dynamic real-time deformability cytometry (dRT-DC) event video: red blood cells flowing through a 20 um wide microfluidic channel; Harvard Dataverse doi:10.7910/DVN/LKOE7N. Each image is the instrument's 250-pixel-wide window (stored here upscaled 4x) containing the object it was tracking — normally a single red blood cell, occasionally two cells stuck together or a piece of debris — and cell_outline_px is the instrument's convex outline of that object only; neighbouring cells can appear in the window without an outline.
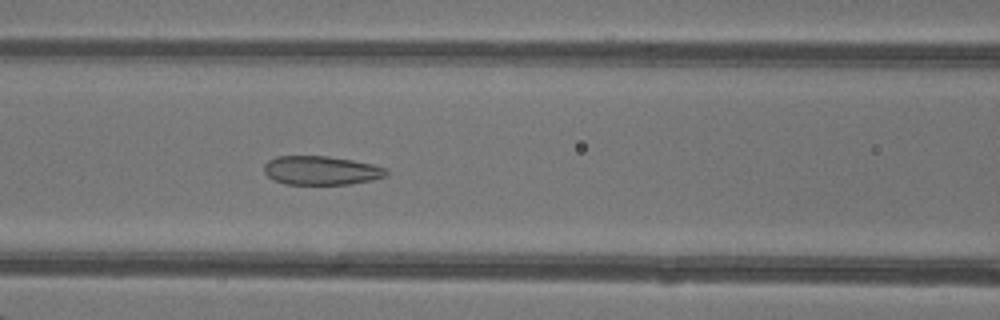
{"species": "common noctule bat (a hibernating species)", "species_latin": "Nyctalus noctula", "temperature_condition": "warm", "stored_images_in_passage": 39, "camera_frame_rate_fps": 3000, "um_per_image_px": 0.085, "animal": {"sex": "female"}, "frame": {"image": 1, "passage_image": 12, "time_ms": 3.667, "image_size_px": [1000, 320], "cell_outline_px": [[388, 176], [372, 180], [348, 184], [284, 184], [268, 176], [264, 172], [264, 164], [268, 160], [276, 156], [328, 156], [352, 160], [372, 164], [388, 168]], "centroid_in_image_um": [27.32, 14.48], "position_along_channel_um": 139.3, "area_um2": 20.63}}
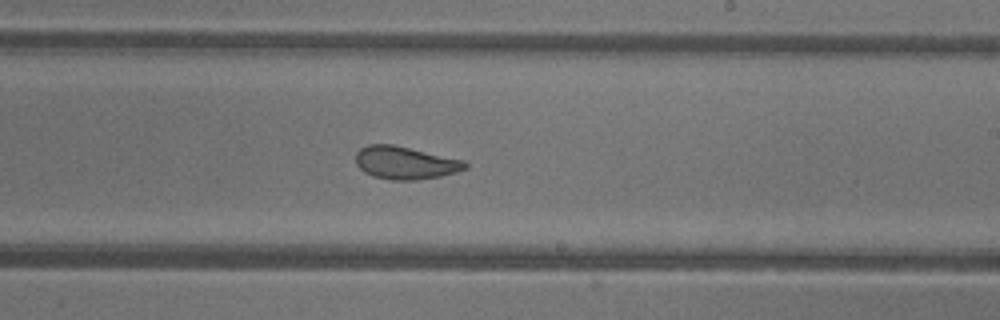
{"frame": {"image": 2, "passage_image": 20, "time_ms": 6.333, "image_size_px": [1000, 320], "cell_outline_px": [[468, 168], [456, 172], [440, 176], [416, 180], [392, 180], [372, 176], [364, 172], [356, 164], [356, 152], [360, 148], [368, 144], [392, 144], [464, 160], [468, 164]], "centroid_in_image_um": [34.43, 13.84], "position_along_channel_um": 254.6, "area_um2": 20.92}}
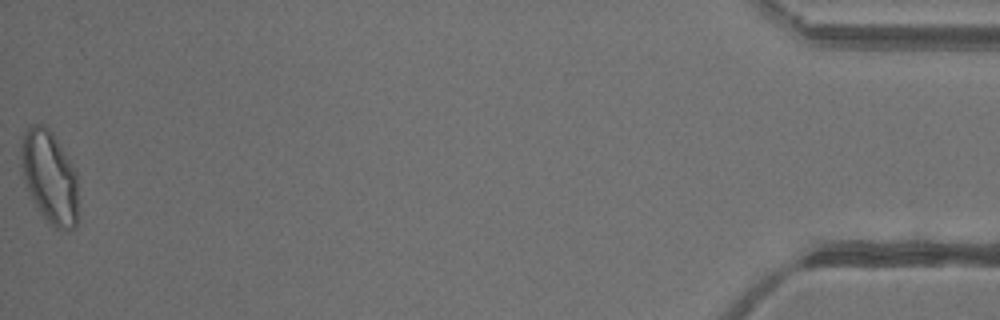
{"frame": {"image": 3, "passage_image": 39, "time_ms": 12.667, "image_size_px": [1000, 320], "cell_outline_px": [[76, 228], [68, 232], [56, 228], [48, 224], [28, 192], [20, 168], [20, 144], [24, 132], [28, 124], [44, 124], [52, 132], [76, 172]], "centroid_in_image_um": [4.16, 15.03], "position_along_channel_um": 431.0, "area_um2": 30.98}, "authors_computed_cell_mechanics": {"area_um2": 22.7732, "velocity_mm_per_s": 4.3364, "shape_relaxation_time_tau1_ms": null, "shape_relaxation_time_tau2_ms": 1.097, "deformation_change_tau1": null, "deformation_change_tau2": 0.0675}}